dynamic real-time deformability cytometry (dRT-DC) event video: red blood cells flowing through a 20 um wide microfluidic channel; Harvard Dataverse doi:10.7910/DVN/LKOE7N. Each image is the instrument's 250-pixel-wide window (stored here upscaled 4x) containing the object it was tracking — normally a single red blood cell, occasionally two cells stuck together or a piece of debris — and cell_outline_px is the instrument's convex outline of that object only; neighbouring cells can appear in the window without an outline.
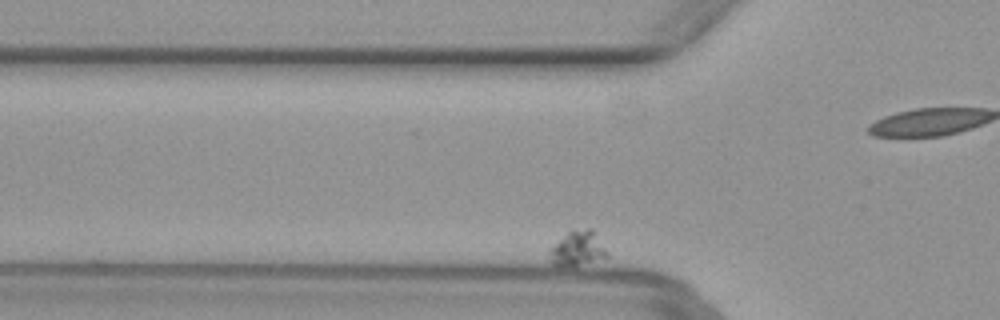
{"species": "common noctule bat (a hibernating species)", "species_latin": "Nyctalus noctula", "temperature_condition": "warm", "stored_images_in_passage": 37, "camera_frame_rate_fps": 3000, "um_per_image_px": 0.085, "animal": {"sex": "female", "body_mass_g": 29.2, "forearm_length_mm": 56.3}, "frame": {"image": 1, "passage_image": 4, "time_ms": 1.0, "image_size_px": [1000, 320], "cell_outline_px": [[608, 256], [576, 264], [552, 264], [548, 260], [548, 248], [572, 228], [592, 228], [596, 232], [608, 252]], "centroid_in_image_um": [49.06, 21.04], "position_along_channel_um": 76.7, "area_um2": 11.62}}
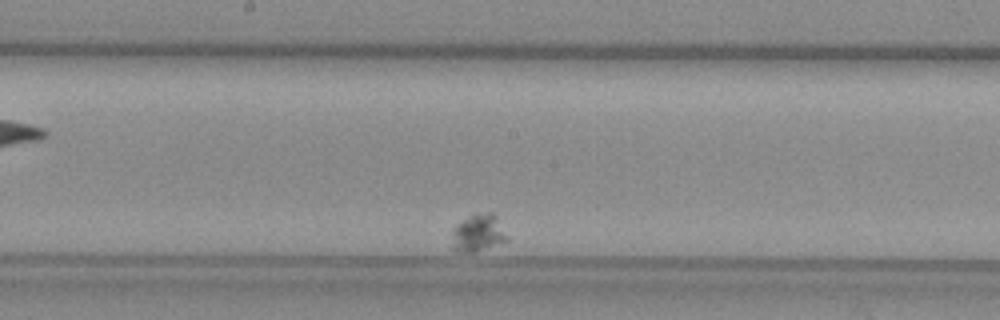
{"frame": {"image": 2, "passage_image": 20, "time_ms": 6.333, "image_size_px": [1000, 320], "cell_outline_px": [[508, 240], [476, 252], [456, 252], [448, 248], [452, 228], [468, 216], [476, 212], [492, 212], [496, 216]], "centroid_in_image_um": [40.53, 19.82], "position_along_channel_um": 207.7, "area_um2": 12.37}}
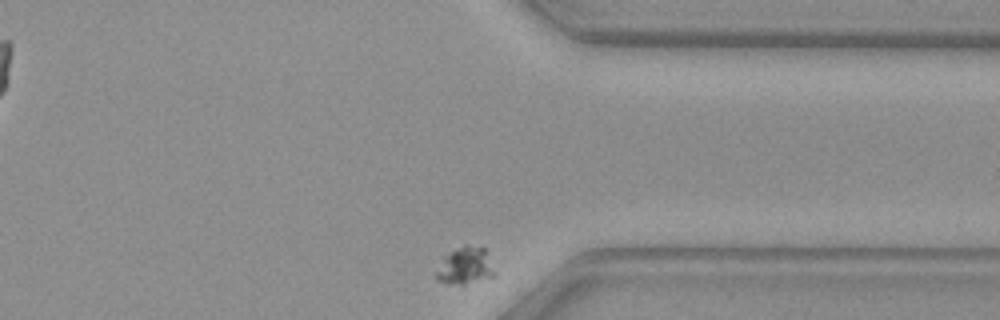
{"frame": {"image": 3, "passage_image": 37, "time_ms": 12.0, "image_size_px": [1000, 320], "cell_outline_px": [[496, 276], [464, 284], [460, 284], [436, 280], [432, 276], [444, 256], [464, 244], [468, 244], [484, 248], [496, 272]], "centroid_in_image_um": [39.53, 22.59], "position_along_channel_um": 371.9, "area_um2": 12.66}}